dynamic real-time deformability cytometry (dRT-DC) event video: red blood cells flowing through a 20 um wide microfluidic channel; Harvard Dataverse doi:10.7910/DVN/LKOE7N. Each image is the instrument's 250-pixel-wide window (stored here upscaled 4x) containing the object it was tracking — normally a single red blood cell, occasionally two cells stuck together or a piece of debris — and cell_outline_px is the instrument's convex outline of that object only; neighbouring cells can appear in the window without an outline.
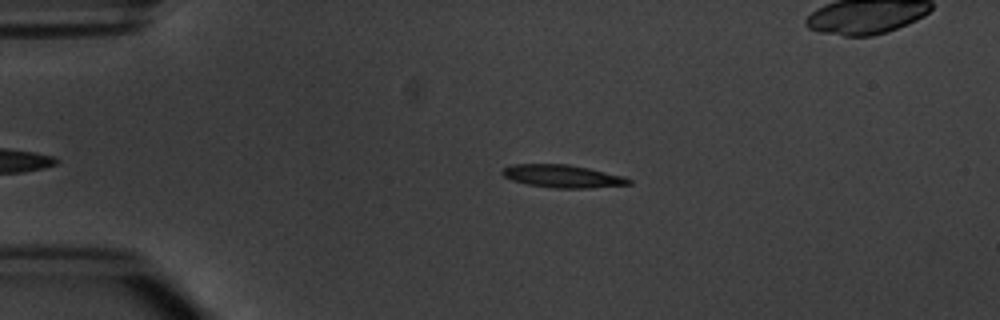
{"species": "common noctule bat (a hibernating species)", "species_latin": "Nyctalus noctula", "temperature_condition": "warm", "stored_images_in_passage": 3, "camera_frame_rate_fps": 3000, "um_per_image_px": 0.085, "animal": {"sex": "male", "body_mass_g": 20.1, "forearm_length_mm": 53.5}, "frame": {"image": 1, "passage_image": 1, "time_ms": 0.0, "image_size_px": [1000, 320], "cell_outline_px": [[632, 184], [588, 188], [556, 188], [528, 184], [512, 180], [504, 176], [500, 172], [504, 168], [512, 164], [568, 164], [588, 168], [624, 176], [632, 180]], "centroid_in_image_um": [47.83, 14.97], "position_along_channel_um": 37.2, "area_um2": 16.7}}